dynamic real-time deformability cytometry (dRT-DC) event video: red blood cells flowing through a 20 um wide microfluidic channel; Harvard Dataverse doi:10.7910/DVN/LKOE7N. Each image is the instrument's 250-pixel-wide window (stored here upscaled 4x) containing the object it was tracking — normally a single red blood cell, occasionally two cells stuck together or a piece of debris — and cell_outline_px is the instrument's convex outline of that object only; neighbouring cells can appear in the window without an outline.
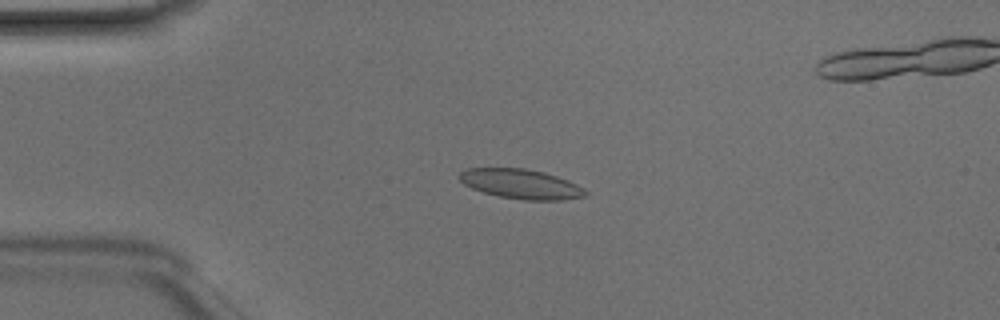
{"species": "Egyptian fruit bat (a non-hibernating species)", "species_latin": "Rousettus aegyptiacus", "temperature_condition": "room temperature", "stored_images_in_passage": 37, "camera_frame_rate_fps": 3000, "um_per_image_px": 0.085, "animal": {"sex": "male"}, "frame": {"image": 1, "passage_image": 7, "time_ms": 2.0, "image_size_px": [1000, 320], "cell_outline_px": [[588, 196], [560, 200], [524, 200], [500, 196], [484, 192], [472, 188], [464, 184], [460, 180], [460, 172], [468, 168], [524, 168], [544, 172], [568, 180], [584, 188], [588, 192]], "centroid_in_image_um": [44.32, 15.64], "position_along_channel_um": 40.7, "area_um2": 21.68}}
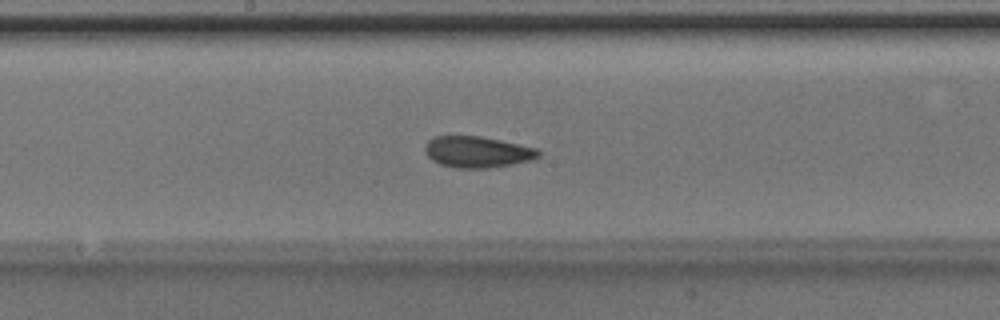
{"frame": {"image": 2, "passage_image": 21, "time_ms": 6.667, "image_size_px": [1000, 320], "cell_outline_px": [[540, 156], [532, 160], [512, 164], [488, 168], [456, 168], [440, 164], [432, 160], [428, 156], [424, 148], [428, 140], [436, 136], [480, 136], [500, 140], [536, 148], [540, 152]], "centroid_in_image_um": [40.57, 12.92], "position_along_channel_um": 207.6, "area_um2": 20.58}}
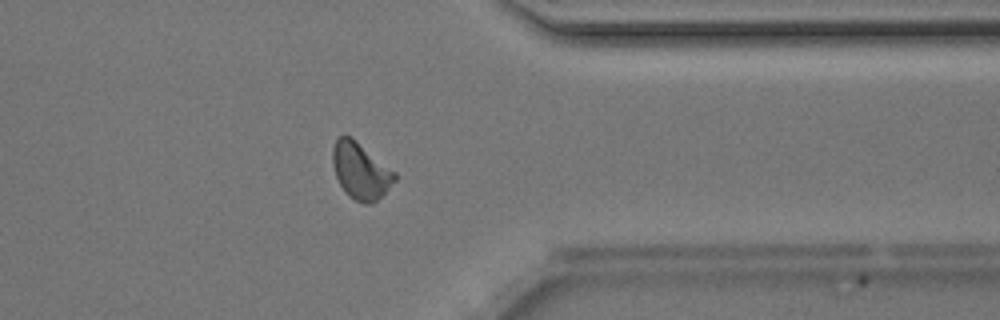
{"frame": {"image": 3, "passage_image": 34, "time_ms": 11.0, "image_size_px": [1000, 320], "cell_outline_px": [[396, 180], [372, 204], [364, 204], [348, 196], [344, 192], [336, 176], [332, 164], [332, 148], [336, 140], [340, 136], [352, 136], [396, 172]], "centroid_in_image_um": [30.64, 14.51], "position_along_channel_um": 380.8, "area_um2": 20.46}, "authors_computed_cell_mechanics": {"area_um2": 20.4612, "velocity_mm_per_s": 4.1826, "shape_relaxation_time_tau1_ms": null, "shape_relaxation_time_tau2_ms": 1.6915, "deformation_change_tau1": null, "deformation_change_tau2": 0.0563}}